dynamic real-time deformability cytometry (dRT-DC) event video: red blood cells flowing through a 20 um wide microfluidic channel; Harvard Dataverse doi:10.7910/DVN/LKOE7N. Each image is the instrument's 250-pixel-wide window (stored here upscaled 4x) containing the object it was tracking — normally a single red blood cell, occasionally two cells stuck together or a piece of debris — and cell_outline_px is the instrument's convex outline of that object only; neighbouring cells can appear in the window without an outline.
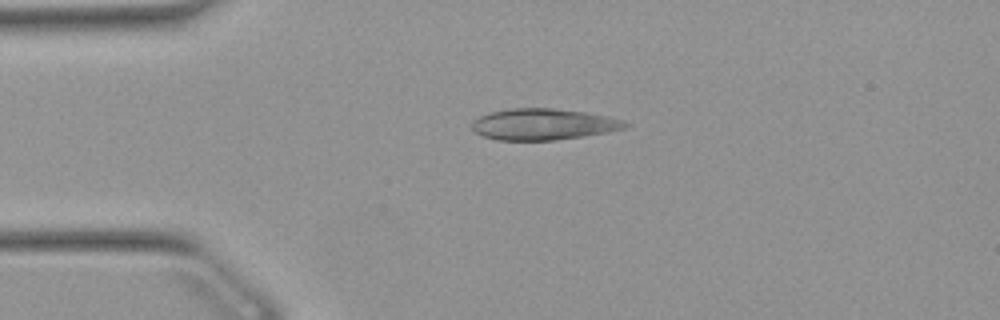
{"species": "Egyptian fruit bat (a non-hibernating species)", "species_latin": "Rousettus aegyptiacus", "temperature_condition": "warm", "stored_images_in_passage": 30, "camera_frame_rate_fps": 3000, "um_per_image_px": 0.085, "animal": {"sex": "female"}, "frame": {"image": 1, "passage_image": 1, "time_ms": 0.0, "image_size_px": [1000, 320], "cell_outline_px": [[632, 124], [624, 128], [608, 132], [556, 140], [496, 140], [484, 136], [476, 132], [472, 128], [472, 120], [480, 116], [492, 112], [512, 108], [552, 108], [584, 112], [608, 116], [624, 120]], "centroid_in_image_um": [46.2, 10.56], "position_along_channel_um": 38.8, "area_um2": 27.86}}
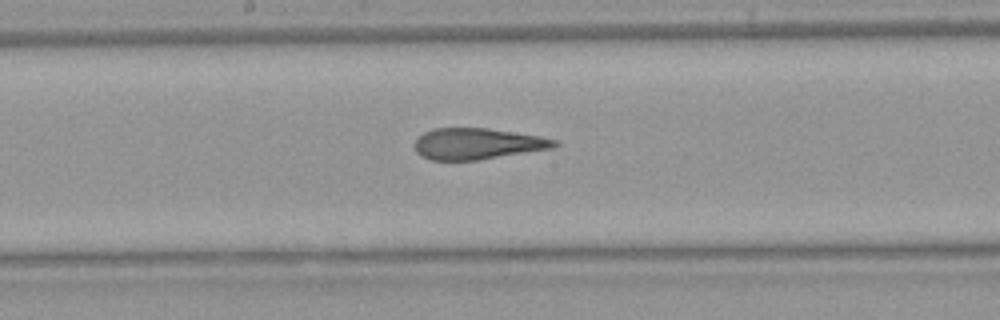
{"frame": {"image": 2, "passage_image": 16, "time_ms": 5.0, "image_size_px": [1000, 320], "cell_outline_px": [[560, 144], [556, 148], [476, 160], [432, 160], [420, 156], [416, 152], [416, 140], [424, 132], [432, 128], [488, 128], [540, 136], [556, 140]], "centroid_in_image_um": [40.61, 12.22], "position_along_channel_um": 207.6, "area_um2": 25.43}}
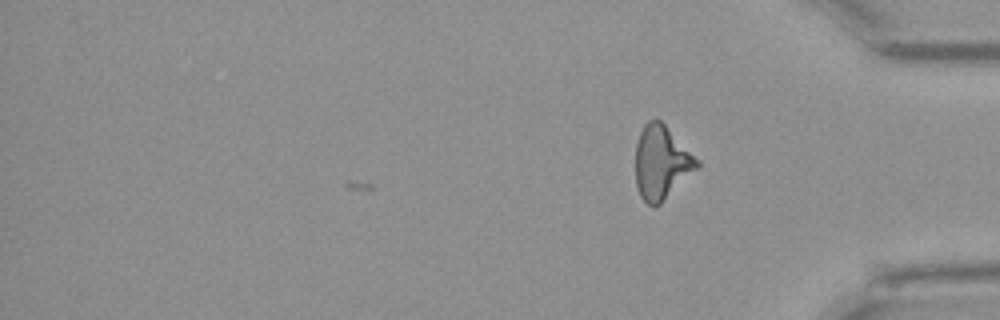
{"frame": {"image": 3, "passage_image": 30, "time_ms": 9.667, "image_size_px": [1000, 320], "cell_outline_px": [[700, 168], [660, 204], [648, 204], [640, 196], [636, 184], [636, 144], [640, 132], [644, 124], [648, 120], [660, 120], [700, 160]], "centroid_in_image_um": [56.25, 13.82], "position_along_channel_um": 378.9, "area_um2": 26.41}, "authors_computed_cell_mechanics": {"area_um2": 26.5013, "velocity_mm_per_s": 3.8861, "shape_relaxation_time_tau1_ms": null, "shape_relaxation_time_tau2_ms": 1.3101, "deformation_change_tau1": null, "deformation_change_tau2": 0.0929}}